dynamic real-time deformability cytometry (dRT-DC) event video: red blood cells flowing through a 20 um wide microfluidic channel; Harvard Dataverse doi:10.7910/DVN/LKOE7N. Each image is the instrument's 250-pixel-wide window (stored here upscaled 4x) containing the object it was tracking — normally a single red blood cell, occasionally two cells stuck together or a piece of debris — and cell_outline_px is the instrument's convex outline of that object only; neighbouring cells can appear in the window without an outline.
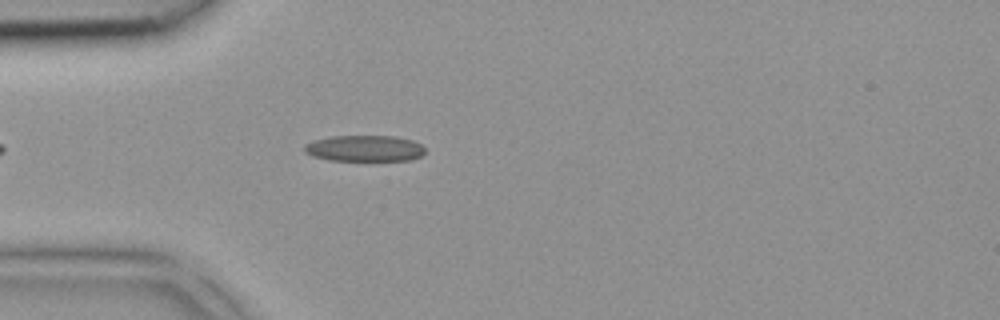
{"species": "common noctule bat (a hibernating species)", "species_latin": "Nyctalus noctula", "temperature_condition": "room temperature", "stored_images_in_passage": 36, "camera_frame_rate_fps": 3000, "um_per_image_px": 0.085, "animal": {"sex": "female", "body_mass_g": 18.4}, "frame": {"image": 1, "passage_image": 5, "time_ms": 1.333, "image_size_px": [1000, 320], "cell_outline_px": [[424, 152], [420, 156], [408, 160], [328, 160], [312, 156], [304, 152], [304, 144], [312, 140], [332, 136], [396, 136], [412, 140], [420, 144], [424, 148]], "centroid_in_image_um": [30.94, 12.6], "position_along_channel_um": 54.1, "area_um2": 18.38}}
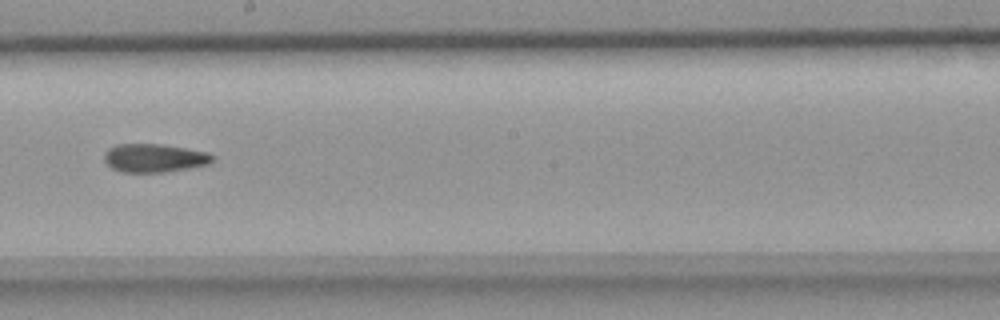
{"frame": {"image": 2, "passage_image": 17, "time_ms": 5.333, "image_size_px": [1000, 320], "cell_outline_px": [[212, 160], [208, 164], [188, 168], [164, 172], [124, 172], [112, 168], [104, 160], [104, 152], [108, 148], [116, 144], [160, 144], [208, 152], [212, 156]], "centroid_in_image_um": [13.07, 13.42], "position_along_channel_um": 235.1, "area_um2": 17.74}}
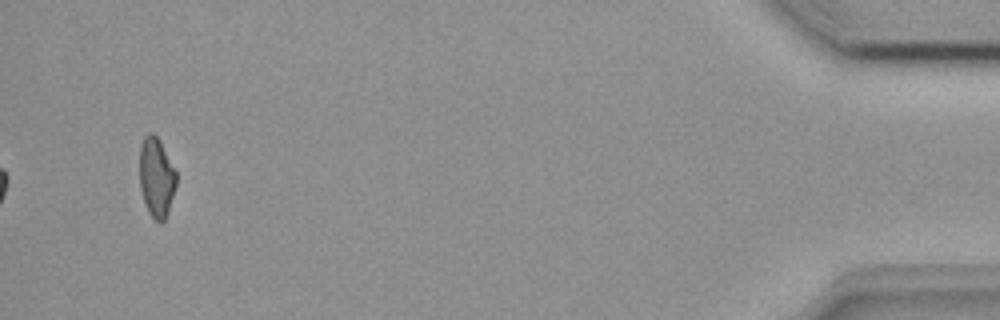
{"frame": {"image": 3, "passage_image": 34, "time_ms": 11.0, "image_size_px": [1000, 320], "cell_outline_px": [[176, 184], [168, 212], [164, 220], [160, 224], [148, 212], [140, 188], [140, 148], [144, 136], [148, 132], [152, 132], [156, 136], [176, 172]], "centroid_in_image_um": [13.28, 15.09], "position_along_channel_um": 421.9, "area_um2": 16.65}}